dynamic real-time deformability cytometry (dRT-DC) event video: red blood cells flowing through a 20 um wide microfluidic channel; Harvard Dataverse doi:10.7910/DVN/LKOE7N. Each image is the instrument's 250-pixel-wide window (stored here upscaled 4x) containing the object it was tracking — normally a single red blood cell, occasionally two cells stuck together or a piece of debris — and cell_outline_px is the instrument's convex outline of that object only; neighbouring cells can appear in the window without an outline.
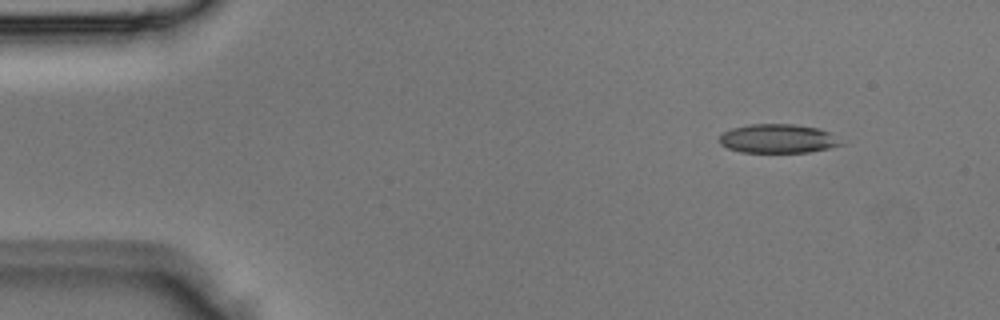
{"species": "Egyptian fruit bat (a non-hibernating species)", "species_latin": "Rousettus aegyptiacus", "temperature_condition": "room temperature", "stored_images_in_passage": 3, "camera_frame_rate_fps": 3000, "um_per_image_px": 0.085, "animal": {"sex": "male"}, "frame": {"image": 1, "passage_image": 1, "time_ms": 0.0, "image_size_px": [1000, 320], "cell_outline_px": [[844, 144], [828, 148], [808, 152], [740, 152], [728, 148], [720, 144], [720, 136], [724, 132], [732, 128], [748, 124], [792, 124], [820, 128], [828, 132]], "centroid_in_image_um": [66.1, 11.78], "position_along_channel_um": 18.9, "area_um2": 20.35}}
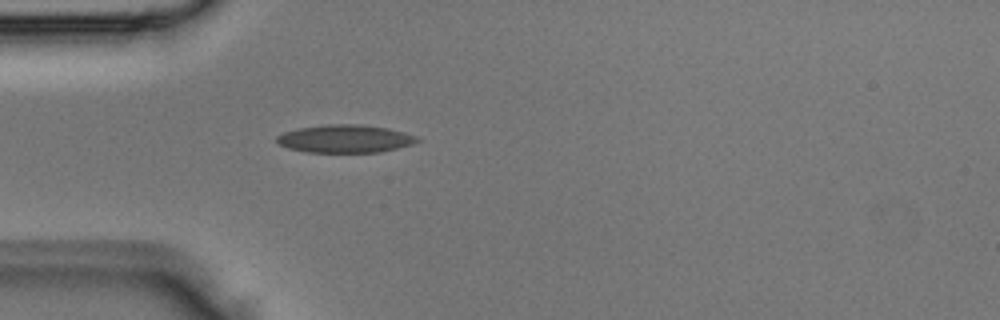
{"frame": {"image": 2, "passage_image": 3, "time_ms": 0.667, "image_size_px": [1000, 320], "cell_outline_px": [[424, 140], [412, 144], [380, 152], [308, 152], [288, 148], [280, 144], [276, 140], [276, 136], [284, 132], [296, 128], [324, 124], [356, 124], [388, 128], [404, 132], [416, 136]], "centroid_in_image_um": [29.34, 11.78], "position_along_channel_um": 55.7, "area_um2": 22.89}}